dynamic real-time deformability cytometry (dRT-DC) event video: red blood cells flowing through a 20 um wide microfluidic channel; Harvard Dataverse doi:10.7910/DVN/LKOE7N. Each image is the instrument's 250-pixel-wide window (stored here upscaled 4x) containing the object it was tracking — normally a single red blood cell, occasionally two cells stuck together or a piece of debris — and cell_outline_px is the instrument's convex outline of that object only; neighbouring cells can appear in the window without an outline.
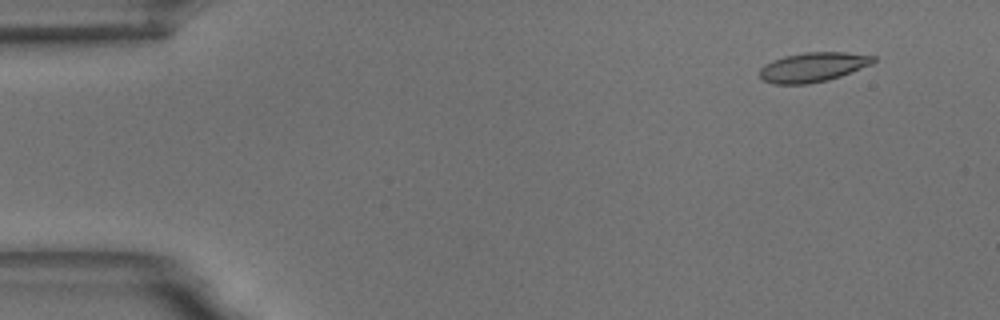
{"species": "common noctule bat (a hibernating species)", "species_latin": "Nyctalus noctula", "temperature_condition": "room temperature", "stored_images_in_passage": 56, "camera_frame_rate_fps": 3000, "um_per_image_px": 0.085, "animal": {"sex": "male", "body_mass_g": 18.8}, "frame": {"image": 1, "passage_image": 5, "time_ms": 1.333, "image_size_px": [1000, 320], "cell_outline_px": [[876, 60], [872, 64], [840, 76], [828, 80], [808, 84], [772, 84], [760, 80], [760, 68], [764, 64], [772, 60], [784, 56], [804, 52], [844, 52], [876, 56]], "centroid_in_image_um": [69.07, 5.71], "position_along_channel_um": 15.9, "area_um2": 19.71}}
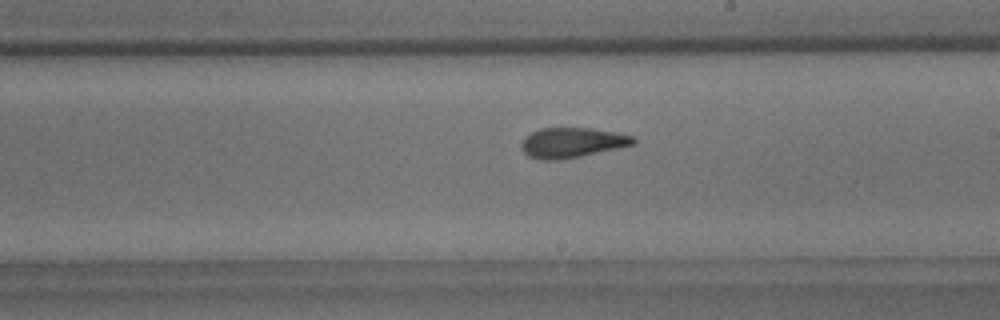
{"frame": {"image": 2, "passage_image": 32, "time_ms": 10.333, "image_size_px": [1000, 320], "cell_outline_px": [[636, 144], [580, 156], [560, 160], [540, 160], [528, 156], [520, 148], [520, 144], [532, 132], [540, 128], [592, 128], [616, 132], [636, 136]], "centroid_in_image_um": [48.65, 12.12], "position_along_channel_um": 240.4, "area_um2": 19.65}}
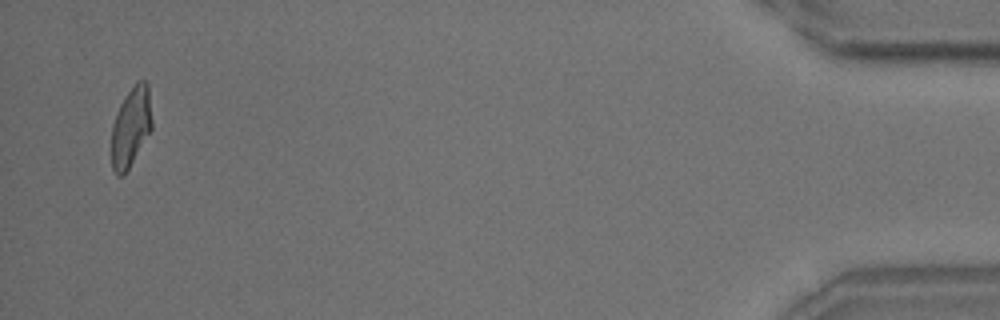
{"frame": {"image": 3, "passage_image": 54, "time_ms": 17.667, "image_size_px": [1000, 320], "cell_outline_px": [[152, 128], [124, 176], [116, 176], [112, 168], [112, 124], [120, 104], [124, 96], [136, 80], [144, 80], [148, 84], [152, 120]], "centroid_in_image_um": [11.12, 10.77], "position_along_channel_um": 424.1, "area_um2": 18.84}, "authors_computed_cell_mechanics": {"area_um2": 19.652, "velocity_mm_per_s": 3.6413, "shape_relaxation_time_tau1_ms": 5.2125, "shape_relaxation_time_tau2_ms": 1.8318, "deformation_change_tau1": 0.1622, "deformation_change_tau2": 0.0938}}